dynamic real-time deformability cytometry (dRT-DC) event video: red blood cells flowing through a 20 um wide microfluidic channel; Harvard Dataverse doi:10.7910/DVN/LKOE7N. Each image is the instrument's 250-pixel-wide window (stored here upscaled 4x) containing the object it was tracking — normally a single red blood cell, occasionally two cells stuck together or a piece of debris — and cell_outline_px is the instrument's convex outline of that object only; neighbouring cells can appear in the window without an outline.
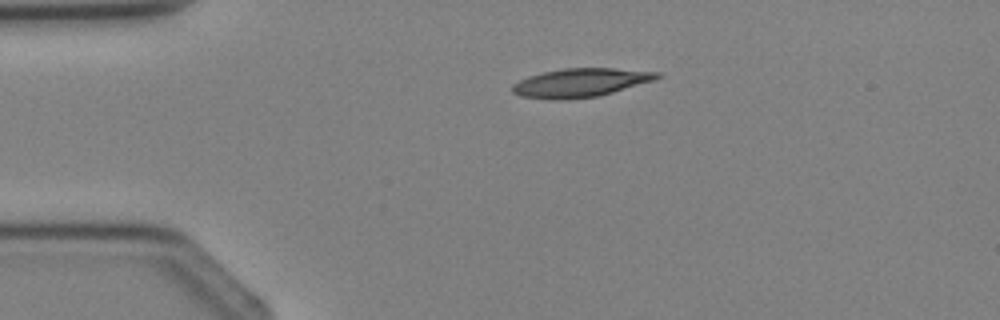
{"species": "Egyptian fruit bat (a non-hibernating species)", "species_latin": "Rousettus aegyptiacus", "temperature_condition": "cold", "stored_images_in_passage": 2, "camera_frame_rate_fps": 3000, "um_per_image_px": 0.085, "animal": {"sex": "female"}, "frame": {"image": 1, "passage_image": 1, "time_ms": 0.0, "image_size_px": [1000, 320], "cell_outline_px": [[664, 76], [656, 80], [600, 96], [568, 100], [552, 100], [520, 96], [512, 92], [512, 84], [528, 76], [544, 72], [564, 68], [612, 68], [660, 72]], "centroid_in_image_um": [49.38, 7.04], "position_along_channel_um": 35.6, "area_um2": 24.51}}
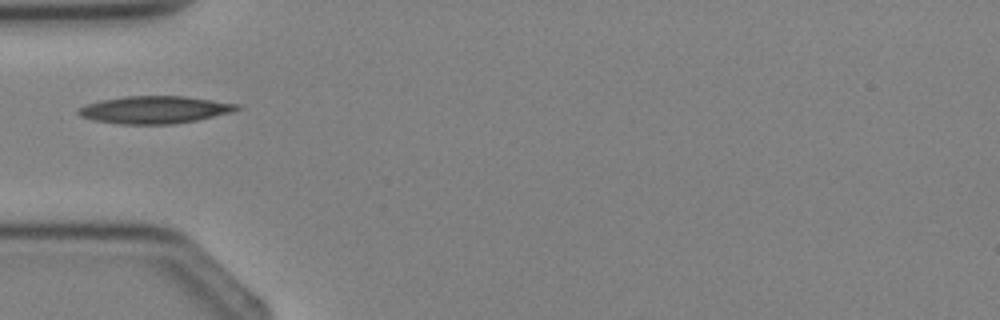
{"frame": {"image": 2, "passage_image": 2, "time_ms": 1.333, "image_size_px": [1000, 320], "cell_outline_px": [[244, 108], [232, 112], [196, 120], [176, 124], [120, 124], [92, 120], [80, 116], [76, 112], [84, 104], [100, 100], [124, 96], [188, 96], [240, 104]], "centroid_in_image_um": [13.16, 9.32], "position_along_channel_um": 71.8, "area_um2": 25.66}}